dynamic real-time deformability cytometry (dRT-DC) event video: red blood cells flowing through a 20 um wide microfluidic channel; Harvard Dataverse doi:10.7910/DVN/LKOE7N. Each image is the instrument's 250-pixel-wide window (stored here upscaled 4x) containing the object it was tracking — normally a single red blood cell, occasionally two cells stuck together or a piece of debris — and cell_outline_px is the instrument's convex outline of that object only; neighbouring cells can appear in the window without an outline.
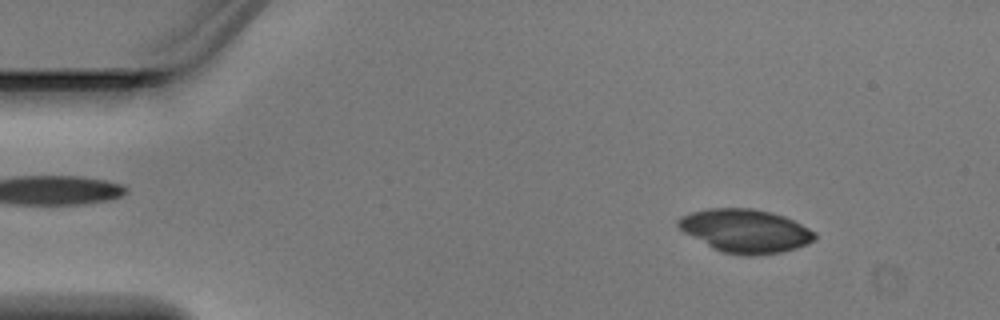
{"species": "Egyptian fruit bat (a non-hibernating species)", "species_latin": "Rousettus aegyptiacus", "temperature_condition": "warm", "stored_images_in_passage": 5, "segment_of_instrument_passage": [1, 2], "camera_frame_rate_fps": 3000, "um_per_image_px": 0.085, "animal": {"sex": "male"}, "frame": {"image": 1, "passage_image": 2, "time_ms": 0.333, "image_size_px": [1000, 320], "cell_outline_px": [[816, 240], [808, 244], [796, 248], [780, 252], [752, 256], [740, 256], [724, 252], [684, 232], [676, 224], [676, 220], [680, 216], [692, 212], [708, 208], [752, 208], [772, 212], [784, 216], [816, 232]], "centroid_in_image_um": [63.38, 19.61], "position_along_channel_um": 21.6, "area_um2": 34.33}}